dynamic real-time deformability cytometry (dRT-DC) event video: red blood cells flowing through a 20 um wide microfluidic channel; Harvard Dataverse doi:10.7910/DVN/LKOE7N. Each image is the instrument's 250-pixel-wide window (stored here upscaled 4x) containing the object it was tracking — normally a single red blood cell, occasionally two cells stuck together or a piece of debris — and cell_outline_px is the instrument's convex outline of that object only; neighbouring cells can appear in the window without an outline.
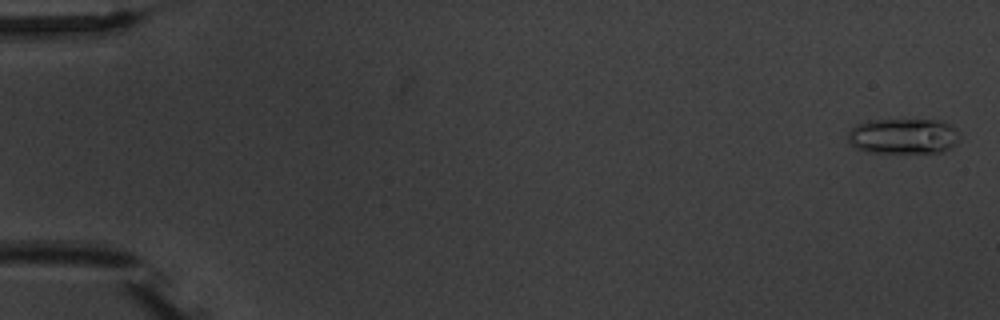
{"species": "common noctule bat (a hibernating species)", "species_latin": "Nyctalus noctula", "temperature_condition": "warm", "stored_images_in_passage": 4, "camera_frame_rate_fps": 3000, "um_per_image_px": 0.085, "animal": {"sex": "male", "body_mass_g": 20.1, "forearm_length_mm": 53.5}, "frame": {"image": 1, "passage_image": 1, "time_ms": 0.0, "image_size_px": [1000, 320], "cell_outline_px": [[960, 136], [956, 144], [944, 152], [868, 152], [856, 148], [848, 140], [848, 132], [852, 128], [868, 120], [940, 120], [956, 128], [960, 132]], "centroid_in_image_um": [76.83, 11.57], "position_along_channel_um": 8.2, "area_um2": 23.06}}